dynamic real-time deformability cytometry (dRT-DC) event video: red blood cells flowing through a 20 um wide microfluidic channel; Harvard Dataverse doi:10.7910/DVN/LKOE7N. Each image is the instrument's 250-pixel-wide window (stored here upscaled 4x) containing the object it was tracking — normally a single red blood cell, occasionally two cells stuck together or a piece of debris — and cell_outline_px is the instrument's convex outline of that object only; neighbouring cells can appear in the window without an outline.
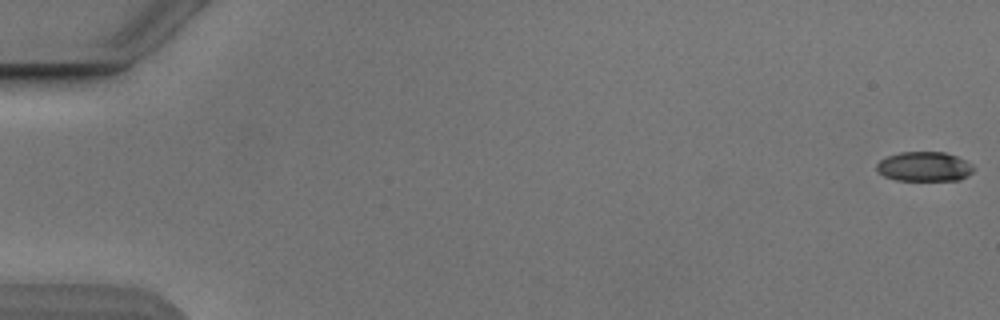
{"species": "Egyptian fruit bat (a non-hibernating species)", "species_latin": "Rousettus aegyptiacus", "temperature_condition": "cold", "stored_images_in_passage": 54, "camera_frame_rate_fps": 3000, "um_per_image_px": 0.085, "animal": {"sex": "male"}, "frame": {"image": 1, "passage_image": 1, "time_ms": 0.0, "image_size_px": [1000, 320], "cell_outline_px": [[976, 168], [968, 176], [960, 180], [896, 180], [884, 176], [876, 168], [876, 164], [880, 160], [888, 156], [900, 152], [944, 152], [956, 156], [972, 164]], "centroid_in_image_um": [78.59, 14.16], "position_along_channel_um": 6.4, "area_um2": 16.7}}
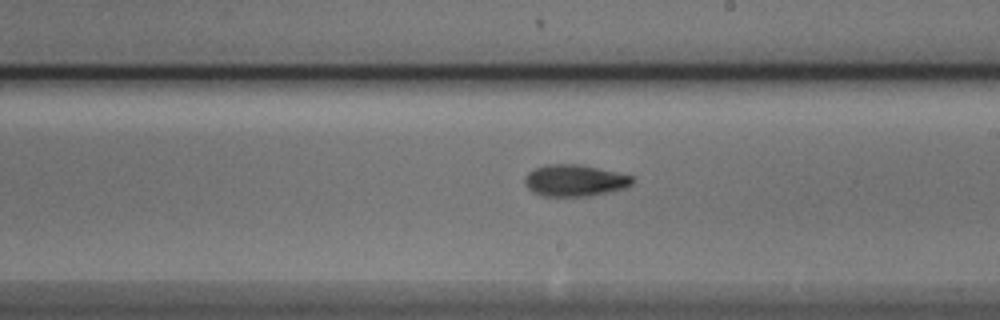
{"frame": {"image": 2, "passage_image": 32, "time_ms": 10.333, "image_size_px": [1000, 320], "cell_outline_px": [[632, 184], [624, 188], [608, 192], [588, 196], [540, 196], [532, 192], [524, 184], [524, 176], [528, 172], [536, 168], [548, 164], [580, 164], [616, 172], [632, 176]], "centroid_in_image_um": [48.8, 15.34], "position_along_channel_um": 240.2, "area_um2": 19.83}}
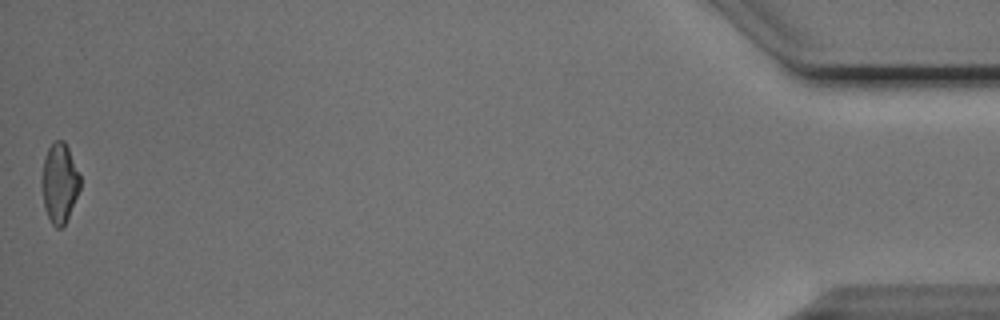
{"frame": {"image": 3, "passage_image": 54, "time_ms": 17.667, "image_size_px": [1000, 320], "cell_outline_px": [[80, 188], [68, 216], [64, 224], [60, 228], [56, 228], [52, 224], [44, 208], [40, 184], [40, 180], [44, 156], [48, 148], [56, 140], [64, 140], [68, 148], [80, 176]], "centroid_in_image_um": [5.02, 15.54], "position_along_channel_um": 430.2, "area_um2": 17.8}, "authors_computed_cell_mechanics": {"area_um2": 18.6116, "velocity_mm_per_s": 3.8698, "shape_relaxation_time_tau1_ms": 3.489, "shape_relaxation_time_tau2_ms": 6.6649, "deformation_change_tau1": 0.1278, "deformation_change_tau2": 0.1526}}